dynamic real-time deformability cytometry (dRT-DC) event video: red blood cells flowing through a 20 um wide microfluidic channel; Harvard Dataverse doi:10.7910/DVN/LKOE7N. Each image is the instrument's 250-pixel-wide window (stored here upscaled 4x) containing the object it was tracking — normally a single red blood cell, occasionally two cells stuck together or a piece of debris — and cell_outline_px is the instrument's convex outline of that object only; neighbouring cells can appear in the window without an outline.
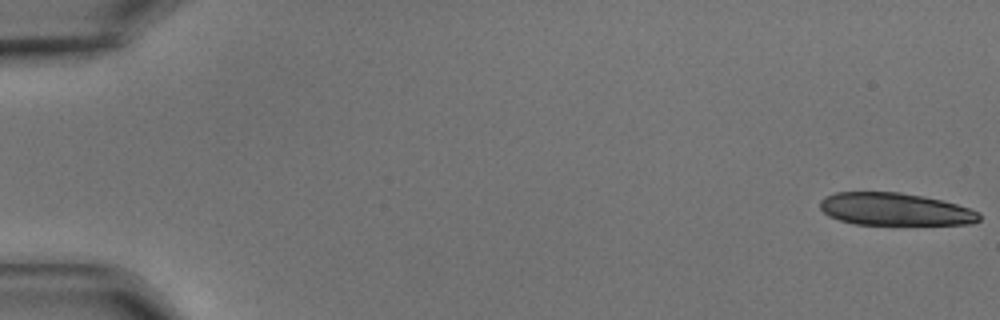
{"species": "common noctule bat (a hibernating species)", "species_latin": "Nyctalus noctula", "temperature_condition": "cold", "stored_images_in_passage": 8, "camera_frame_rate_fps": 3000, "um_per_image_px": 0.085, "animal": {"sex": "male", "body_mass_g": 15.6}, "frame": {"image": 1, "passage_image": 1, "time_ms": 0.0, "image_size_px": [1000, 320], "cell_outline_px": [[980, 220], [972, 224], [856, 224], [840, 220], [828, 216], [820, 208], [820, 200], [824, 196], [836, 192], [900, 192], [924, 196], [944, 200], [980, 212]], "centroid_in_image_um": [76.07, 17.77], "position_along_channel_um": 8.9, "area_um2": 30.23}}